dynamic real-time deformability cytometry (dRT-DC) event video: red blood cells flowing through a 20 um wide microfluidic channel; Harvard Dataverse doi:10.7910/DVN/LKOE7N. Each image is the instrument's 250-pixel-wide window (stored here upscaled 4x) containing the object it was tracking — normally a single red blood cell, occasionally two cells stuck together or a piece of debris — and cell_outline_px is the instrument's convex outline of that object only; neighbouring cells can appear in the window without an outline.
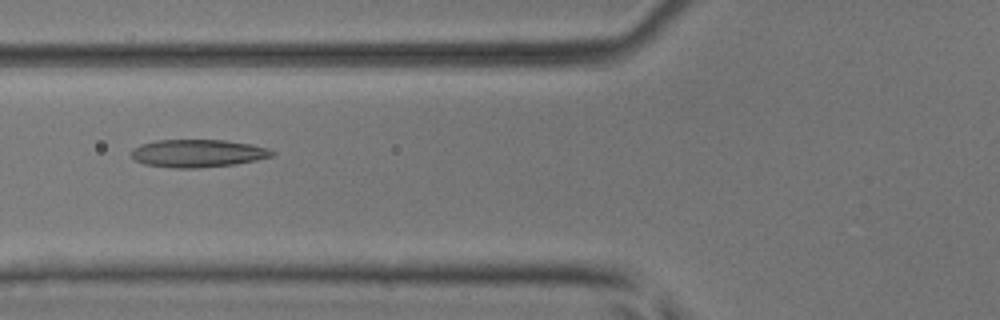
{"species": "common noctule bat (a hibernating species)", "species_latin": "Nyctalus noctula", "temperature_condition": "room temperature", "stored_images_in_passage": 39, "camera_frame_rate_fps": 3000, "um_per_image_px": 0.085, "animal": {"sex": "male", "body_mass_g": 17.9, "forearm_length_mm": 54.2}, "frame": {"image": 1, "passage_image": 8, "time_ms": 2.333, "image_size_px": [1000, 320], "cell_outline_px": [[276, 156], [236, 164], [200, 168], [176, 168], [144, 164], [136, 160], [132, 156], [132, 148], [140, 144], [156, 140], [224, 140], [252, 144], [268, 148], [276, 152]], "centroid_in_image_um": [16.86, 13.03], "position_along_channel_um": 108.9, "area_um2": 22.95}}
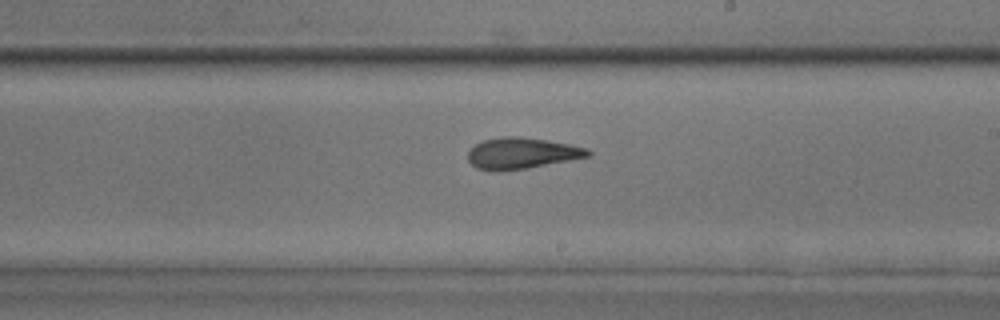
{"frame": {"image": 2, "passage_image": 18, "time_ms": 5.667, "image_size_px": [1000, 320], "cell_outline_px": [[592, 156], [528, 168], [476, 168], [468, 160], [468, 152], [476, 144], [484, 140], [504, 136], [520, 136], [548, 140], [588, 148], [592, 152]], "centroid_in_image_um": [44.44, 12.98], "position_along_channel_um": 244.6, "area_um2": 21.21}}
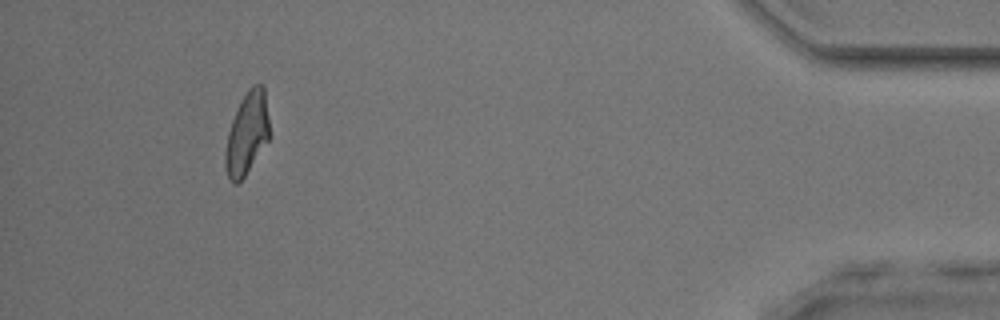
{"frame": {"image": 3, "passage_image": 35, "time_ms": 11.333, "image_size_px": [1000, 320], "cell_outline_px": [[272, 136], [244, 176], [236, 184], [232, 184], [228, 180], [224, 164], [224, 152], [228, 132], [232, 120], [240, 100], [248, 88], [252, 84], [260, 84], [264, 88]], "centroid_in_image_um": [21.0, 11.35], "position_along_channel_um": 414.2, "area_um2": 21.68}, "authors_computed_cell_mechanics": {"area_um2": 21.5594, "velocity_mm_per_s": 4.0989, "shape_relaxation_time_tau1_ms": null, "shape_relaxation_time_tau2_ms": 2.3031, "deformation_change_tau1": null, "deformation_change_tau2": 0.1167}}